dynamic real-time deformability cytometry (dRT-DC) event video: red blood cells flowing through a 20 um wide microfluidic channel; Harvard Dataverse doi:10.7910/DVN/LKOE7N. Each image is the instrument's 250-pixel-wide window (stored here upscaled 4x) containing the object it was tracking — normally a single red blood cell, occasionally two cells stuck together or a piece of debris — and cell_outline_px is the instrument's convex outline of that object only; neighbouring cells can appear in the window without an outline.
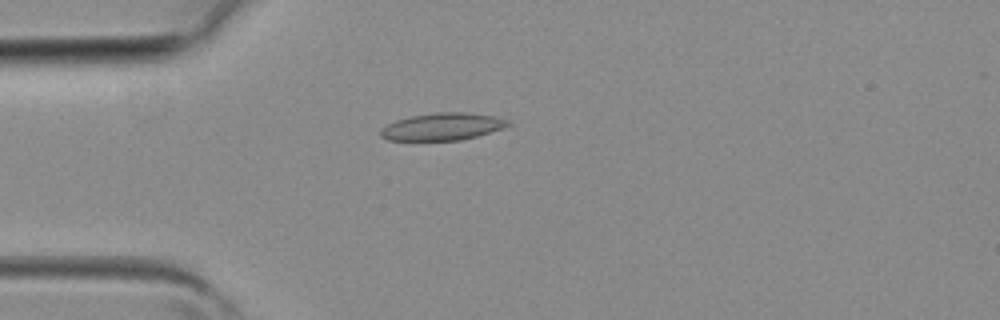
{"species": "common noctule bat (a hibernating species)", "species_latin": "Nyctalus noctula", "temperature_condition": "room temperature", "stored_images_in_passage": 1, "camera_frame_rate_fps": 3000, "um_per_image_px": 0.085, "animal": {"sex": "female", "body_mass_g": 19.3, "forearm_length_mm": 54.1}, "frame": {"image": 1, "passage_image": 1, "time_ms": 0.0, "image_size_px": [1000, 320], "cell_outline_px": [[512, 124], [504, 128], [476, 136], [460, 140], [388, 140], [380, 136], [380, 128], [396, 120], [412, 116], [440, 112], [464, 112], [496, 116], [508, 120]], "centroid_in_image_um": [37.62, 10.76], "position_along_channel_um": 47.4, "area_um2": 20.17}}